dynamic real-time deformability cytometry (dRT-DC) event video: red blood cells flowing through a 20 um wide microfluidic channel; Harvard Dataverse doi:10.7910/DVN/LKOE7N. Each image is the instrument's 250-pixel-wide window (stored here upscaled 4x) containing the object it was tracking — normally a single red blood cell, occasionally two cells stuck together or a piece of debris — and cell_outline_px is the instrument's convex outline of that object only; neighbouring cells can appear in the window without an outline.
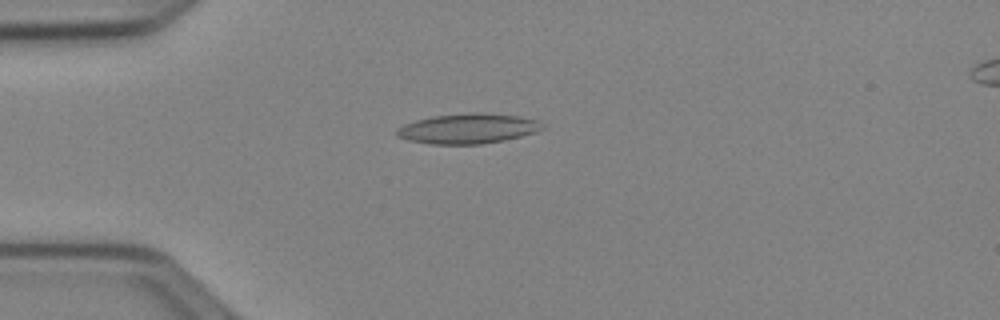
{"species": "Egyptian fruit bat (a non-hibernating species)", "species_latin": "Rousettus aegyptiacus", "temperature_condition": "cold", "stored_images_in_passage": 39, "camera_frame_rate_fps": 3000, "um_per_image_px": 0.085, "animal": {"sex": "female"}, "frame": {"image": 1, "passage_image": 1, "time_ms": 0.0, "image_size_px": [1000, 320], "cell_outline_px": [[548, 128], [536, 132], [504, 140], [480, 144], [432, 144], [408, 140], [396, 136], [396, 128], [404, 124], [416, 120], [432, 116], [476, 112], [520, 116], [540, 120]], "centroid_in_image_um": [39.82, 10.92], "position_along_channel_um": 45.2, "area_um2": 25.66}}
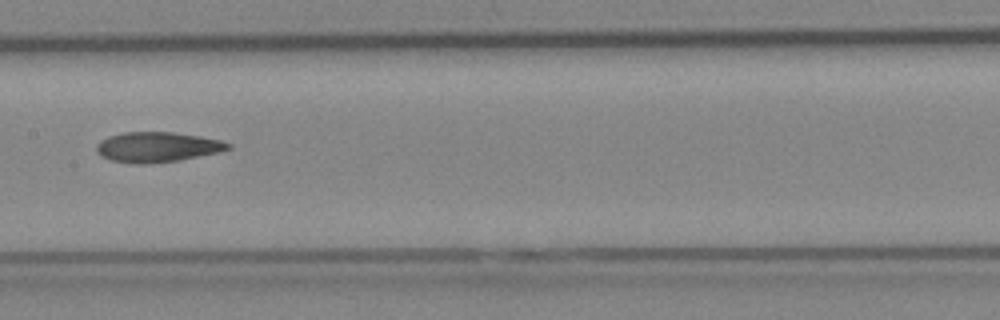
{"frame": {"image": 2, "passage_image": 14, "time_ms": 4.333, "image_size_px": [1000, 320], "cell_outline_px": [[232, 148], [216, 152], [180, 160], [144, 164], [132, 164], [112, 160], [100, 156], [96, 152], [96, 144], [100, 140], [108, 136], [124, 132], [172, 132], [200, 136], [220, 140], [232, 144]], "centroid_in_image_um": [13.32, 12.5], "position_along_channel_um": 194.1, "area_um2": 23.12}}
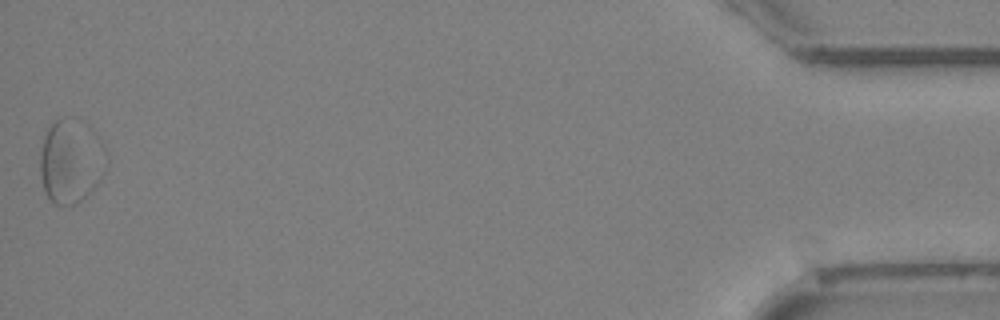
{"frame": {"image": 3, "passage_image": 39, "time_ms": 12.667, "image_size_px": [1000, 320], "cell_outline_px": [[100, 180], [76, 204], [56, 204], [44, 192], [40, 176], [40, 152], [44, 136], [48, 128], [56, 120], [64, 116], [72, 116]], "centroid_in_image_um": [5.61, 13.9], "position_along_channel_um": 429.6, "area_um2": 26.65}, "authors_computed_cell_mechanics": {"area_um2": 22.9466, "velocity_mm_per_s": 3.9279, "shape_relaxation_time_tau1_ms": null, "shape_relaxation_time_tau2_ms": 5.6674, "deformation_change_tau1": null, "deformation_change_tau2": 0.1391}}